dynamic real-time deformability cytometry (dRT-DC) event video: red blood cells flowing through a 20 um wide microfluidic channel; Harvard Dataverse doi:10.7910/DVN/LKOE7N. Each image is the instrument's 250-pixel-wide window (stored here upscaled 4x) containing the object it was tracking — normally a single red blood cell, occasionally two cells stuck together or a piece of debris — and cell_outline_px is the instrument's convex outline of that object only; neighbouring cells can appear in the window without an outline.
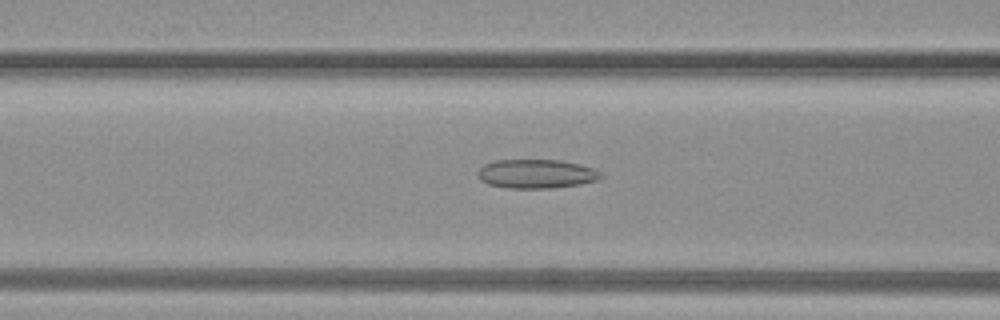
{"species": "common noctule bat (a hibernating species)", "species_latin": "Nyctalus noctula", "temperature_condition": "warm", "stored_images_in_passage": 35, "camera_frame_rate_fps": 3000, "um_per_image_px": 0.085, "animal": {"sex": "female", "body_mass_g": 19.3, "forearm_length_mm": 54.1}, "frame": {"image": 1, "passage_image": 14, "time_ms": 4.333, "image_size_px": [1000, 320], "cell_outline_px": [[604, 176], [596, 180], [580, 184], [552, 188], [508, 188], [488, 184], [480, 180], [476, 176], [476, 172], [484, 164], [496, 160], [560, 160], [580, 164], [592, 168], [600, 172]], "centroid_in_image_um": [45.55, 14.77], "position_along_channel_um": 121.0, "area_um2": 20.87}}
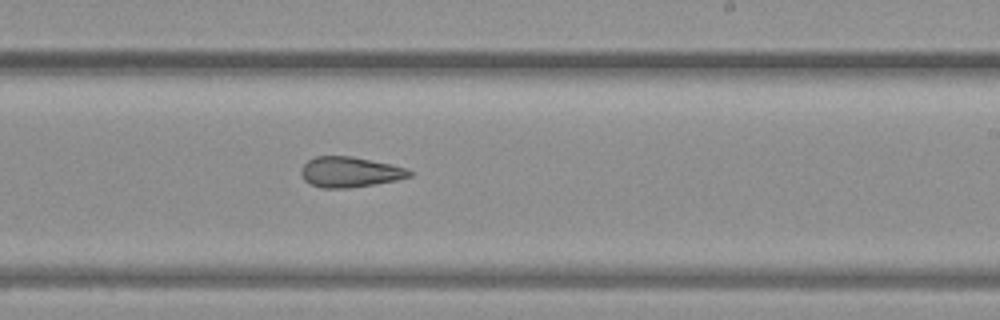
{"frame": {"image": 2, "passage_image": 23, "time_ms": 7.333, "image_size_px": [1000, 320], "cell_outline_px": [[412, 176], [396, 180], [348, 188], [320, 188], [308, 184], [304, 180], [300, 172], [300, 168], [308, 160], [316, 156], [352, 156], [392, 164], [404, 168], [412, 172]], "centroid_in_image_um": [29.69, 14.62], "position_along_channel_um": 259.3, "area_um2": 19.25}}
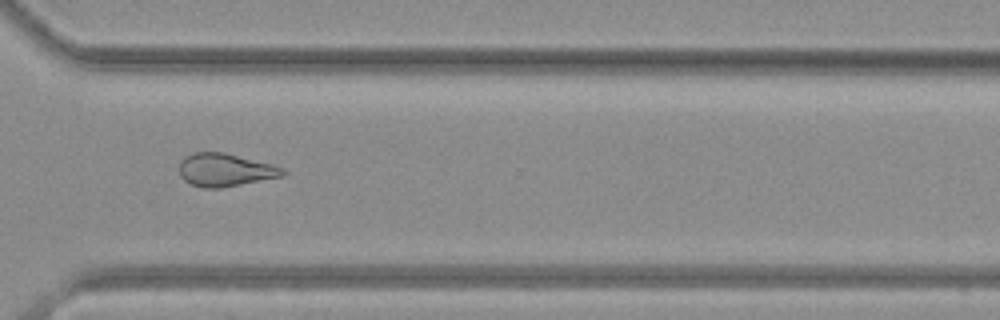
{"frame": {"image": 3, "passage_image": 29, "time_ms": 9.333, "image_size_px": [1000, 320], "cell_outline_px": [[288, 172], [284, 176], [220, 188], [204, 188], [192, 184], [184, 180], [180, 176], [180, 160], [184, 156], [192, 152], [224, 152], [272, 164], [284, 168]], "centroid_in_image_um": [19.15, 14.44], "position_along_channel_um": 351.5, "area_um2": 20.0}}